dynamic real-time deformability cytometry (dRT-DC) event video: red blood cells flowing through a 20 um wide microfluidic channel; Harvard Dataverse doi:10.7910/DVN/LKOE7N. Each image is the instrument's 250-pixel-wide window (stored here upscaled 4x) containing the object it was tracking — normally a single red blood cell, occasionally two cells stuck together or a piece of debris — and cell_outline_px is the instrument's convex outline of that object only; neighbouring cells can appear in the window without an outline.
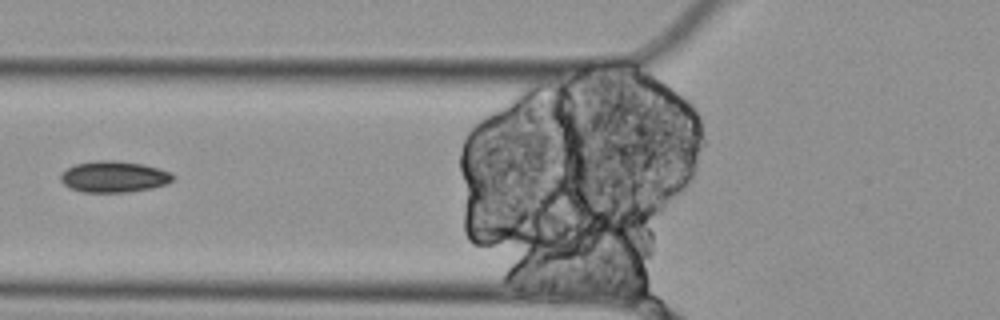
{"species": "Egyptian fruit bat (a non-hibernating species)", "species_latin": "Rousettus aegyptiacus", "temperature_condition": "cold", "stored_images_in_passage": 7, "camera_frame_rate_fps": 3000, "um_per_image_px": 0.085, "animal": {"sex": "female"}, "frame": {"image": 1, "passage_image": 2, "time_ms": 0.333, "image_size_px": [1000, 320], "cell_outline_px": [[176, 176], [168, 184], [152, 188], [128, 192], [80, 192], [68, 188], [60, 180], [60, 172], [76, 164], [96, 160], [116, 160], [144, 164], [160, 168], [172, 172]], "centroid_in_image_um": [9.7, 15.02], "position_along_channel_um": 116.1, "area_um2": 20.87}}
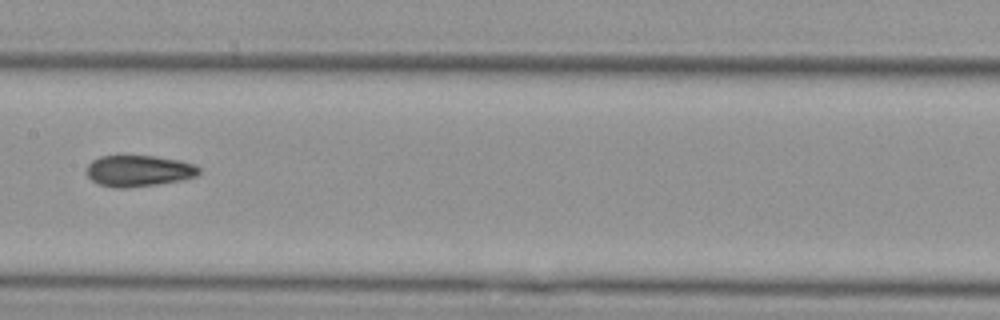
{"frame": {"image": 2, "passage_image": 4, "time_ms": 1.0, "image_size_px": [1000, 320], "cell_outline_px": [[200, 172], [196, 176], [180, 180], [160, 184], [128, 188], [112, 188], [96, 184], [84, 172], [84, 168], [92, 160], [100, 156], [124, 152], [156, 156], [180, 160], [196, 164], [200, 168]], "centroid_in_image_um": [11.72, 14.48], "position_along_channel_um": 195.7, "area_um2": 21.73}}
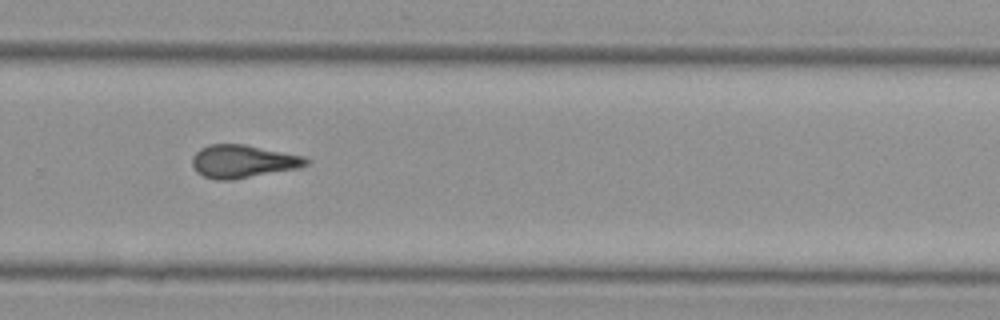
{"frame": {"image": 3, "passage_image": 7, "time_ms": 2.0, "image_size_px": [1000, 320], "cell_outline_px": [[312, 160], [308, 164], [300, 168], [232, 180], [216, 180], [204, 176], [196, 172], [192, 164], [192, 156], [200, 148], [208, 144], [244, 144], [304, 156]], "centroid_in_image_um": [20.66, 13.72], "position_along_channel_um": 309.1, "area_um2": 22.08}}